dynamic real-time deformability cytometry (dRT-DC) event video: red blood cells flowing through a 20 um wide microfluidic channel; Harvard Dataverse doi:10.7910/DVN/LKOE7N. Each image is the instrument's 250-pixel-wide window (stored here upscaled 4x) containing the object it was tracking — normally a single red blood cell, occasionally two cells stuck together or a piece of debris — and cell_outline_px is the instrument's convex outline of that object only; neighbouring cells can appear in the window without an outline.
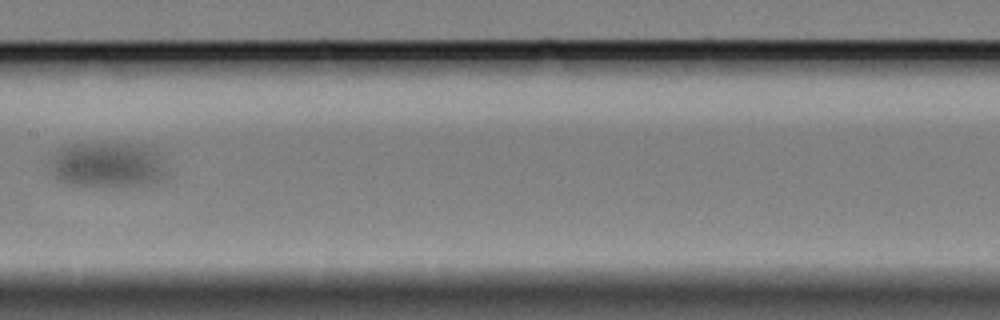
{"species": "Egyptian fruit bat (a non-hibernating species)", "species_latin": "Rousettus aegyptiacus", "temperature_condition": "cold", "stored_images_in_passage": 15, "segment_of_instrument_passage": [1, 2], "camera_frame_rate_fps": 3000, "um_per_image_px": 0.085, "animal": {"sex": "female"}, "frame": {"image": 1, "passage_image": 9, "time_ms": 10.667, "image_size_px": [1000, 320], "cell_outline_px": [[160, 176], [156, 180], [144, 184], [76, 188], [64, 184], [52, 172], [56, 152], [60, 148], [68, 144], [152, 144], [160, 152]], "centroid_in_image_um": [9.08, 14.01], "position_along_channel_um": 198.3, "area_um2": 30.46}}
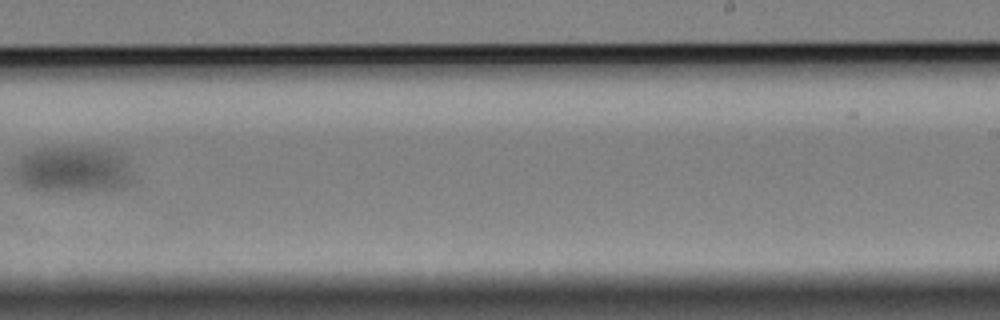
{"frame": {"image": 2, "passage_image": 12, "time_ms": 14.0, "image_size_px": [1000, 320], "cell_outline_px": [[124, 184], [120, 188], [32, 188], [24, 184], [20, 180], [20, 156], [24, 152], [40, 148], [72, 144], [108, 148], [120, 152], [124, 164]], "centroid_in_image_um": [6.14, 14.24], "position_along_channel_um": 282.9, "area_um2": 29.82}}
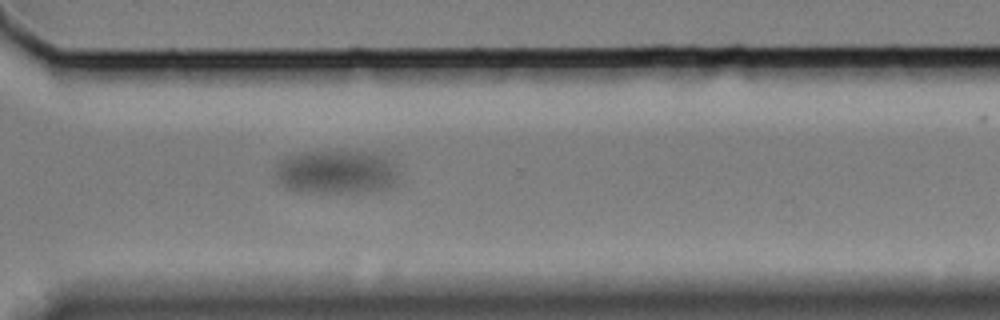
{"frame": {"image": 3, "passage_image": 14, "time_ms": 16.333, "image_size_px": [1000, 320], "cell_outline_px": [[396, 172], [392, 184], [388, 188], [340, 192], [296, 192], [284, 188], [276, 176], [276, 164], [280, 160], [288, 156], [300, 152], [336, 148], [348, 148], [384, 152], [396, 164]], "centroid_in_image_um": [28.57, 14.51], "position_along_channel_um": 342.0, "area_um2": 32.71}}